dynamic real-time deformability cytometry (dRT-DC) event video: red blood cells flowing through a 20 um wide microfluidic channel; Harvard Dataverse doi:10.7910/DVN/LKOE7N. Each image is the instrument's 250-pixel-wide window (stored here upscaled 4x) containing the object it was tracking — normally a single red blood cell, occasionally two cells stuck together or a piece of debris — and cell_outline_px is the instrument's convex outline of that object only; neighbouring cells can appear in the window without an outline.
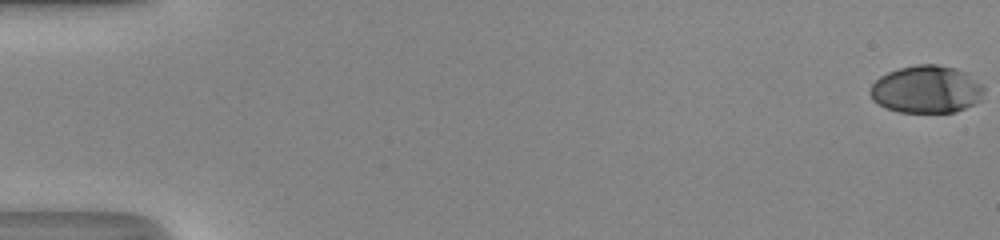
{"species": "human", "species_latin": "Homo sapiens", "temperature_condition": "room temperature", "stored_images_in_passage": 52, "camera_frame_rate_fps": 3000, "um_per_image_px": 0.085, "donor": {"sex": "male"}, "frame": {"image": 1, "passage_image": 1, "time_ms": 0.0, "image_size_px": [1000, 240], "cell_outline_px": [[984, 92], [980, 100], [956, 112], [900, 112], [888, 108], [872, 100], [872, 84], [880, 76], [888, 72], [900, 68], [916, 64], [936, 64], [956, 68], [968, 72], [984, 88]], "centroid_in_image_um": [78.78, 7.58], "position_along_channel_um": 6.2, "area_um2": 31.33}}
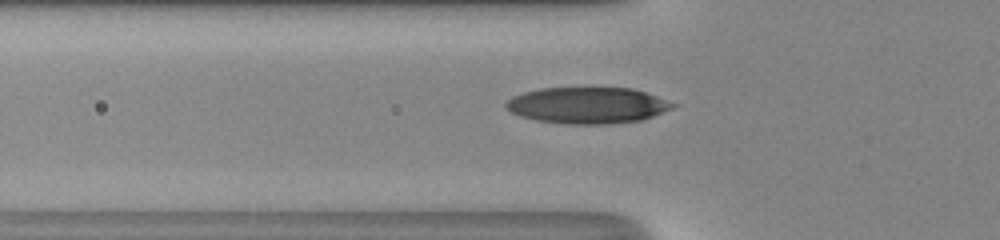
{"frame": {"image": 2, "passage_image": 20, "time_ms": 6.333, "image_size_px": [1000, 240], "cell_outline_px": [[680, 104], [672, 108], [652, 116], [640, 120], [612, 124], [568, 124], [536, 120], [520, 116], [512, 112], [504, 104], [512, 96], [524, 92], [540, 88], [632, 88]], "centroid_in_image_um": [49.95, 8.95], "position_along_channel_um": 75.9, "area_um2": 35.2}}
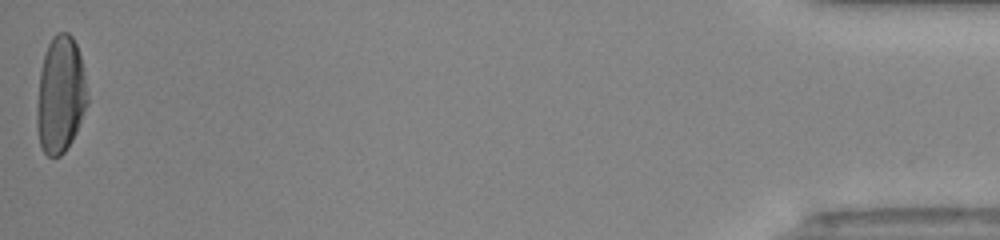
{"frame": {"image": 3, "passage_image": 52, "time_ms": 17.0, "image_size_px": [1000, 240], "cell_outline_px": [[88, 104], [76, 132], [72, 140], [64, 152], [60, 156], [48, 156], [40, 148], [36, 124], [36, 108], [40, 72], [44, 56], [48, 44], [52, 36], [56, 32], [68, 32], [72, 36], [76, 44], [80, 56], [84, 76], [88, 100]], "centroid_in_image_um": [5.12, 8.08], "position_along_channel_um": 430.1, "area_um2": 34.45}, "authors_computed_cell_mechanics": {"area_um2": 33.7841, "velocity_mm_per_s": 4.2225, "shape_relaxation_time_tau1_ms": 4.6193, "shape_relaxation_time_tau2_ms": 0.6055, "deformation_change_tau1": 0.2237, "deformation_change_tau2": 0.0575}}